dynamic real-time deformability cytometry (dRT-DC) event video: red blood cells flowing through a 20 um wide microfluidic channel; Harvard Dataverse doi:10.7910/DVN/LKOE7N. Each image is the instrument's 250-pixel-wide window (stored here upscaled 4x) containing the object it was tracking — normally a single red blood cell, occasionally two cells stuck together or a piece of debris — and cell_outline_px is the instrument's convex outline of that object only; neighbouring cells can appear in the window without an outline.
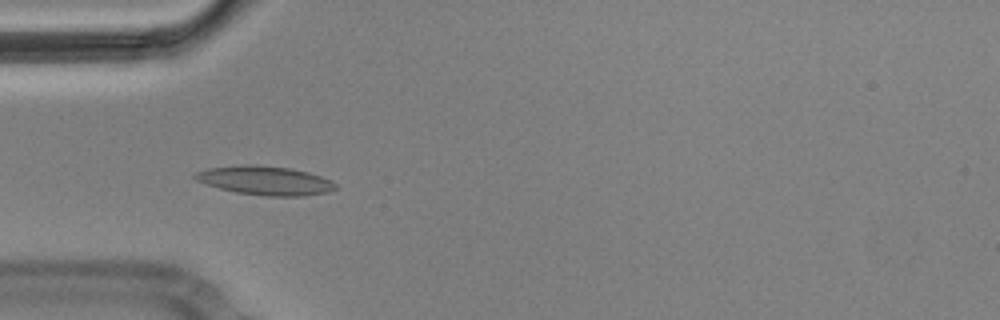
{"species": "Egyptian fruit bat (a non-hibernating species)", "species_latin": "Rousettus aegyptiacus", "temperature_condition": "cold", "stored_images_in_passage": 6, "camera_frame_rate_fps": 3000, "um_per_image_px": 0.085, "animal": {"sex": "male"}, "frame": {"image": 1, "passage_image": 5, "time_ms": 1.333, "image_size_px": [1000, 320], "cell_outline_px": [[336, 188], [328, 192], [304, 196], [264, 196], [236, 192], [220, 188], [196, 180], [192, 176], [196, 172], [208, 168], [244, 164], [256, 164], [292, 168], [308, 172], [332, 180], [336, 184]], "centroid_in_image_um": [22.55, 15.33], "position_along_channel_um": 62.4, "area_um2": 23.76}}